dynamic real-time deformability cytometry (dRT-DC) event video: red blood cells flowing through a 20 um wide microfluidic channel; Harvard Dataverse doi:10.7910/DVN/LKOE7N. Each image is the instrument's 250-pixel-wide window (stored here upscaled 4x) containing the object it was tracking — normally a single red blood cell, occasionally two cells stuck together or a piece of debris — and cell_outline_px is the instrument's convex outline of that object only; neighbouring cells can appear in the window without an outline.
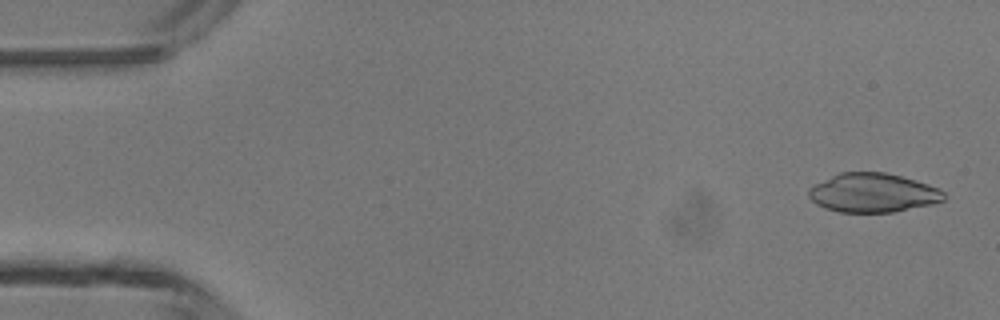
{"species": "common noctule bat (a hibernating species)", "species_latin": "Nyctalus noctula", "temperature_condition": "room temperature", "stored_images_in_passage": 5, "camera_frame_rate_fps": 3000, "um_per_image_px": 0.085, "animal": {"sex": "male", "body_mass_g": 13.3}, "frame": {"image": 1, "passage_image": 1, "time_ms": 0.0, "image_size_px": [1000, 320], "cell_outline_px": [[948, 196], [944, 200], [932, 204], [892, 212], [840, 212], [824, 208], [816, 204], [808, 196], [808, 188], [812, 184], [840, 172], [884, 172], [916, 180], [940, 188]], "centroid_in_image_um": [74.19, 16.38], "position_along_channel_um": 10.8, "area_um2": 30.98}}